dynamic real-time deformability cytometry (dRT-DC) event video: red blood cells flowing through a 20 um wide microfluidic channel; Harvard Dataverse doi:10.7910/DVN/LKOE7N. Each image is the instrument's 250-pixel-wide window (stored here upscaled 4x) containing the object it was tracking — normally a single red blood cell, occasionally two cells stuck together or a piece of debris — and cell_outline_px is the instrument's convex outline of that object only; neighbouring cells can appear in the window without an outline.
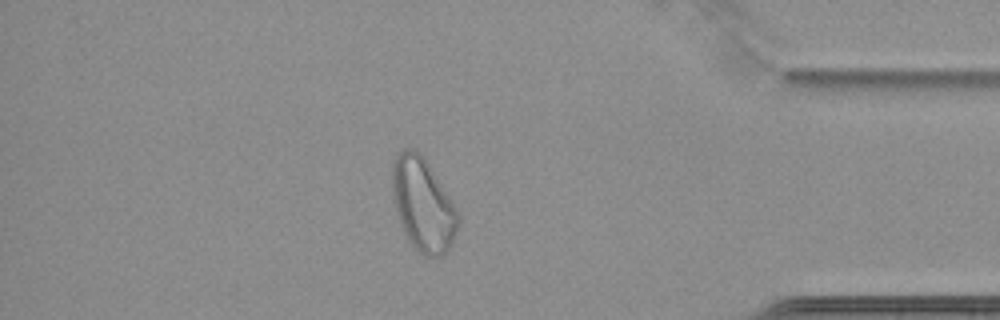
{"species": "common noctule bat (a hibernating species)", "species_latin": "Nyctalus noctula", "temperature_condition": "cold", "stored_images_in_passage": 59, "camera_frame_rate_fps": 3000, "um_per_image_px": 0.085, "animal": {"sex": "female", "body_mass_g": 22.7, "forearm_length_mm": 54.2}, "frame": {"image": 1, "passage_image": 51, "time_ms": 16.667, "image_size_px": [1000, 320], "cell_outline_px": [[460, 220], [456, 232], [448, 248], [440, 256], [424, 256], [408, 240], [400, 224], [396, 212], [392, 196], [392, 160], [400, 148], [416, 148], [424, 156], [460, 212]], "centroid_in_image_um": [35.94, 17.32], "position_along_channel_um": 399.3, "area_um2": 36.18}}